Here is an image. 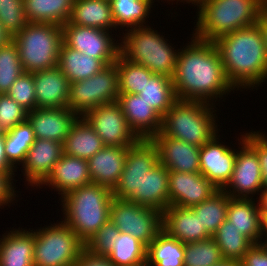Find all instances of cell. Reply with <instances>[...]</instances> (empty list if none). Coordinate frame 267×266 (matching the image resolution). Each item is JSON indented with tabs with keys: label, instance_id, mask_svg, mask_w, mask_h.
<instances>
[{
	"label": "cell",
	"instance_id": "obj_1",
	"mask_svg": "<svg viewBox=\"0 0 267 266\" xmlns=\"http://www.w3.org/2000/svg\"><path fill=\"white\" fill-rule=\"evenodd\" d=\"M192 38L191 43L178 52L172 79L175 94L179 100L211 103L235 89L226 77L215 43Z\"/></svg>",
	"mask_w": 267,
	"mask_h": 266
},
{
	"label": "cell",
	"instance_id": "obj_2",
	"mask_svg": "<svg viewBox=\"0 0 267 266\" xmlns=\"http://www.w3.org/2000/svg\"><path fill=\"white\" fill-rule=\"evenodd\" d=\"M213 42L235 89L258 87L267 79V53L258 24L237 29Z\"/></svg>",
	"mask_w": 267,
	"mask_h": 266
},
{
	"label": "cell",
	"instance_id": "obj_3",
	"mask_svg": "<svg viewBox=\"0 0 267 266\" xmlns=\"http://www.w3.org/2000/svg\"><path fill=\"white\" fill-rule=\"evenodd\" d=\"M199 11L195 37L215 41L222 35L257 24L267 6L263 0H203Z\"/></svg>",
	"mask_w": 267,
	"mask_h": 266
},
{
	"label": "cell",
	"instance_id": "obj_4",
	"mask_svg": "<svg viewBox=\"0 0 267 266\" xmlns=\"http://www.w3.org/2000/svg\"><path fill=\"white\" fill-rule=\"evenodd\" d=\"M63 220L86 243L108 220L112 190L90 183L71 190L62 198Z\"/></svg>",
	"mask_w": 267,
	"mask_h": 266
},
{
	"label": "cell",
	"instance_id": "obj_5",
	"mask_svg": "<svg viewBox=\"0 0 267 266\" xmlns=\"http://www.w3.org/2000/svg\"><path fill=\"white\" fill-rule=\"evenodd\" d=\"M211 104L178 99L162 117L160 133L202 147L218 133Z\"/></svg>",
	"mask_w": 267,
	"mask_h": 266
},
{
	"label": "cell",
	"instance_id": "obj_6",
	"mask_svg": "<svg viewBox=\"0 0 267 266\" xmlns=\"http://www.w3.org/2000/svg\"><path fill=\"white\" fill-rule=\"evenodd\" d=\"M149 26L131 28L120 43V54L128 61L148 68L153 74L174 77L179 50Z\"/></svg>",
	"mask_w": 267,
	"mask_h": 266
},
{
	"label": "cell",
	"instance_id": "obj_7",
	"mask_svg": "<svg viewBox=\"0 0 267 266\" xmlns=\"http://www.w3.org/2000/svg\"><path fill=\"white\" fill-rule=\"evenodd\" d=\"M11 39L17 46L24 72L34 73L57 67L63 43L62 26L29 22Z\"/></svg>",
	"mask_w": 267,
	"mask_h": 266
},
{
	"label": "cell",
	"instance_id": "obj_8",
	"mask_svg": "<svg viewBox=\"0 0 267 266\" xmlns=\"http://www.w3.org/2000/svg\"><path fill=\"white\" fill-rule=\"evenodd\" d=\"M85 243L64 221L34 231V266H74Z\"/></svg>",
	"mask_w": 267,
	"mask_h": 266
},
{
	"label": "cell",
	"instance_id": "obj_9",
	"mask_svg": "<svg viewBox=\"0 0 267 266\" xmlns=\"http://www.w3.org/2000/svg\"><path fill=\"white\" fill-rule=\"evenodd\" d=\"M119 95L118 69L113 63L92 77L70 83L69 108L83 116L97 106L117 102Z\"/></svg>",
	"mask_w": 267,
	"mask_h": 266
},
{
	"label": "cell",
	"instance_id": "obj_10",
	"mask_svg": "<svg viewBox=\"0 0 267 266\" xmlns=\"http://www.w3.org/2000/svg\"><path fill=\"white\" fill-rule=\"evenodd\" d=\"M109 220L120 232L133 236L146 247L163 230L161 211L127 199L113 197Z\"/></svg>",
	"mask_w": 267,
	"mask_h": 266
},
{
	"label": "cell",
	"instance_id": "obj_11",
	"mask_svg": "<svg viewBox=\"0 0 267 266\" xmlns=\"http://www.w3.org/2000/svg\"><path fill=\"white\" fill-rule=\"evenodd\" d=\"M159 163L157 146L151 139H140L127 150L124 169L112 190L113 197L128 199L140 192V180Z\"/></svg>",
	"mask_w": 267,
	"mask_h": 266
},
{
	"label": "cell",
	"instance_id": "obj_12",
	"mask_svg": "<svg viewBox=\"0 0 267 266\" xmlns=\"http://www.w3.org/2000/svg\"><path fill=\"white\" fill-rule=\"evenodd\" d=\"M105 146H132L140 138L129 127L117 102L97 106L82 116Z\"/></svg>",
	"mask_w": 267,
	"mask_h": 266
},
{
	"label": "cell",
	"instance_id": "obj_13",
	"mask_svg": "<svg viewBox=\"0 0 267 266\" xmlns=\"http://www.w3.org/2000/svg\"><path fill=\"white\" fill-rule=\"evenodd\" d=\"M62 29L63 42L68 47L100 59L106 66L113 64L120 54V43L113 41L109 31L69 22Z\"/></svg>",
	"mask_w": 267,
	"mask_h": 266
},
{
	"label": "cell",
	"instance_id": "obj_14",
	"mask_svg": "<svg viewBox=\"0 0 267 266\" xmlns=\"http://www.w3.org/2000/svg\"><path fill=\"white\" fill-rule=\"evenodd\" d=\"M241 150H237L234 170L223 190L232 198H251L250 194L263 191L262 174L257 153L240 138ZM228 188H231L228 190ZM260 190V191H259Z\"/></svg>",
	"mask_w": 267,
	"mask_h": 266
},
{
	"label": "cell",
	"instance_id": "obj_15",
	"mask_svg": "<svg viewBox=\"0 0 267 266\" xmlns=\"http://www.w3.org/2000/svg\"><path fill=\"white\" fill-rule=\"evenodd\" d=\"M218 190L200 172L187 173L169 170L170 206L192 208L207 200Z\"/></svg>",
	"mask_w": 267,
	"mask_h": 266
},
{
	"label": "cell",
	"instance_id": "obj_16",
	"mask_svg": "<svg viewBox=\"0 0 267 266\" xmlns=\"http://www.w3.org/2000/svg\"><path fill=\"white\" fill-rule=\"evenodd\" d=\"M214 135L200 147V173L216 188L223 189L230 181L236 159V151L222 145ZM220 143V144H219Z\"/></svg>",
	"mask_w": 267,
	"mask_h": 266
},
{
	"label": "cell",
	"instance_id": "obj_17",
	"mask_svg": "<svg viewBox=\"0 0 267 266\" xmlns=\"http://www.w3.org/2000/svg\"><path fill=\"white\" fill-rule=\"evenodd\" d=\"M79 116L69 107L35 108L28 112L35 138L64 143Z\"/></svg>",
	"mask_w": 267,
	"mask_h": 266
},
{
	"label": "cell",
	"instance_id": "obj_18",
	"mask_svg": "<svg viewBox=\"0 0 267 266\" xmlns=\"http://www.w3.org/2000/svg\"><path fill=\"white\" fill-rule=\"evenodd\" d=\"M157 146L159 162L168 170L187 173L200 172V147L191 145L160 132L151 138Z\"/></svg>",
	"mask_w": 267,
	"mask_h": 266
},
{
	"label": "cell",
	"instance_id": "obj_19",
	"mask_svg": "<svg viewBox=\"0 0 267 266\" xmlns=\"http://www.w3.org/2000/svg\"><path fill=\"white\" fill-rule=\"evenodd\" d=\"M117 103L129 127L140 139H151L160 132L162 116L139 94H119Z\"/></svg>",
	"mask_w": 267,
	"mask_h": 266
},
{
	"label": "cell",
	"instance_id": "obj_20",
	"mask_svg": "<svg viewBox=\"0 0 267 266\" xmlns=\"http://www.w3.org/2000/svg\"><path fill=\"white\" fill-rule=\"evenodd\" d=\"M63 154V143L36 138L22 165L28 184L40 187Z\"/></svg>",
	"mask_w": 267,
	"mask_h": 266
},
{
	"label": "cell",
	"instance_id": "obj_21",
	"mask_svg": "<svg viewBox=\"0 0 267 266\" xmlns=\"http://www.w3.org/2000/svg\"><path fill=\"white\" fill-rule=\"evenodd\" d=\"M36 108L69 107L70 82L58 68L33 73Z\"/></svg>",
	"mask_w": 267,
	"mask_h": 266
},
{
	"label": "cell",
	"instance_id": "obj_22",
	"mask_svg": "<svg viewBox=\"0 0 267 266\" xmlns=\"http://www.w3.org/2000/svg\"><path fill=\"white\" fill-rule=\"evenodd\" d=\"M163 231L182 243L198 242L212 236L191 208L169 206L162 212Z\"/></svg>",
	"mask_w": 267,
	"mask_h": 266
},
{
	"label": "cell",
	"instance_id": "obj_23",
	"mask_svg": "<svg viewBox=\"0 0 267 266\" xmlns=\"http://www.w3.org/2000/svg\"><path fill=\"white\" fill-rule=\"evenodd\" d=\"M92 183L86 159L63 154L51 173L40 184L51 185L63 197L71 190ZM61 192V193H60Z\"/></svg>",
	"mask_w": 267,
	"mask_h": 266
},
{
	"label": "cell",
	"instance_id": "obj_24",
	"mask_svg": "<svg viewBox=\"0 0 267 266\" xmlns=\"http://www.w3.org/2000/svg\"><path fill=\"white\" fill-rule=\"evenodd\" d=\"M130 146H105L88 159L92 183L113 190L124 169L127 150Z\"/></svg>",
	"mask_w": 267,
	"mask_h": 266
},
{
	"label": "cell",
	"instance_id": "obj_25",
	"mask_svg": "<svg viewBox=\"0 0 267 266\" xmlns=\"http://www.w3.org/2000/svg\"><path fill=\"white\" fill-rule=\"evenodd\" d=\"M169 170L160 162L140 180V192H134L127 200L163 212L169 203Z\"/></svg>",
	"mask_w": 267,
	"mask_h": 266
},
{
	"label": "cell",
	"instance_id": "obj_26",
	"mask_svg": "<svg viewBox=\"0 0 267 266\" xmlns=\"http://www.w3.org/2000/svg\"><path fill=\"white\" fill-rule=\"evenodd\" d=\"M252 198L229 197L226 219L254 244L261 241V209Z\"/></svg>",
	"mask_w": 267,
	"mask_h": 266
},
{
	"label": "cell",
	"instance_id": "obj_27",
	"mask_svg": "<svg viewBox=\"0 0 267 266\" xmlns=\"http://www.w3.org/2000/svg\"><path fill=\"white\" fill-rule=\"evenodd\" d=\"M16 229L0 238V266H34V231Z\"/></svg>",
	"mask_w": 267,
	"mask_h": 266
},
{
	"label": "cell",
	"instance_id": "obj_28",
	"mask_svg": "<svg viewBox=\"0 0 267 266\" xmlns=\"http://www.w3.org/2000/svg\"><path fill=\"white\" fill-rule=\"evenodd\" d=\"M70 24L95 27L106 31L116 25L113 18L111 3L108 0H74Z\"/></svg>",
	"mask_w": 267,
	"mask_h": 266
},
{
	"label": "cell",
	"instance_id": "obj_29",
	"mask_svg": "<svg viewBox=\"0 0 267 266\" xmlns=\"http://www.w3.org/2000/svg\"><path fill=\"white\" fill-rule=\"evenodd\" d=\"M104 147L102 139L82 116L73 123L63 143L65 155L86 160Z\"/></svg>",
	"mask_w": 267,
	"mask_h": 266
},
{
	"label": "cell",
	"instance_id": "obj_30",
	"mask_svg": "<svg viewBox=\"0 0 267 266\" xmlns=\"http://www.w3.org/2000/svg\"><path fill=\"white\" fill-rule=\"evenodd\" d=\"M57 67L68 78L70 83L92 77L106 65L95 57L61 44Z\"/></svg>",
	"mask_w": 267,
	"mask_h": 266
},
{
	"label": "cell",
	"instance_id": "obj_31",
	"mask_svg": "<svg viewBox=\"0 0 267 266\" xmlns=\"http://www.w3.org/2000/svg\"><path fill=\"white\" fill-rule=\"evenodd\" d=\"M74 0H24L27 20L63 26L69 21Z\"/></svg>",
	"mask_w": 267,
	"mask_h": 266
},
{
	"label": "cell",
	"instance_id": "obj_32",
	"mask_svg": "<svg viewBox=\"0 0 267 266\" xmlns=\"http://www.w3.org/2000/svg\"><path fill=\"white\" fill-rule=\"evenodd\" d=\"M184 245L162 230L147 246L146 261L152 266H184Z\"/></svg>",
	"mask_w": 267,
	"mask_h": 266
},
{
	"label": "cell",
	"instance_id": "obj_33",
	"mask_svg": "<svg viewBox=\"0 0 267 266\" xmlns=\"http://www.w3.org/2000/svg\"><path fill=\"white\" fill-rule=\"evenodd\" d=\"M139 95L162 117L178 100L172 78L159 74L148 79Z\"/></svg>",
	"mask_w": 267,
	"mask_h": 266
},
{
	"label": "cell",
	"instance_id": "obj_34",
	"mask_svg": "<svg viewBox=\"0 0 267 266\" xmlns=\"http://www.w3.org/2000/svg\"><path fill=\"white\" fill-rule=\"evenodd\" d=\"M32 125L27 121L16 125L4 134V150L8 164L15 170V164H23L26 154L35 141Z\"/></svg>",
	"mask_w": 267,
	"mask_h": 266
},
{
	"label": "cell",
	"instance_id": "obj_35",
	"mask_svg": "<svg viewBox=\"0 0 267 266\" xmlns=\"http://www.w3.org/2000/svg\"><path fill=\"white\" fill-rule=\"evenodd\" d=\"M229 197L223 189H218L207 200L191 208L211 236L226 220Z\"/></svg>",
	"mask_w": 267,
	"mask_h": 266
},
{
	"label": "cell",
	"instance_id": "obj_36",
	"mask_svg": "<svg viewBox=\"0 0 267 266\" xmlns=\"http://www.w3.org/2000/svg\"><path fill=\"white\" fill-rule=\"evenodd\" d=\"M221 250L223 259L241 261L254 243L239 232L226 219L212 235Z\"/></svg>",
	"mask_w": 267,
	"mask_h": 266
},
{
	"label": "cell",
	"instance_id": "obj_37",
	"mask_svg": "<svg viewBox=\"0 0 267 266\" xmlns=\"http://www.w3.org/2000/svg\"><path fill=\"white\" fill-rule=\"evenodd\" d=\"M111 9L116 28H137L144 26L145 19L149 17L153 0H111ZM144 23V24H143Z\"/></svg>",
	"mask_w": 267,
	"mask_h": 266
},
{
	"label": "cell",
	"instance_id": "obj_38",
	"mask_svg": "<svg viewBox=\"0 0 267 266\" xmlns=\"http://www.w3.org/2000/svg\"><path fill=\"white\" fill-rule=\"evenodd\" d=\"M147 247L133 236L120 232L106 255L115 266H135L146 261Z\"/></svg>",
	"mask_w": 267,
	"mask_h": 266
},
{
	"label": "cell",
	"instance_id": "obj_39",
	"mask_svg": "<svg viewBox=\"0 0 267 266\" xmlns=\"http://www.w3.org/2000/svg\"><path fill=\"white\" fill-rule=\"evenodd\" d=\"M114 63L118 69L119 94H139L153 75L145 66L132 63L121 54Z\"/></svg>",
	"mask_w": 267,
	"mask_h": 266
},
{
	"label": "cell",
	"instance_id": "obj_40",
	"mask_svg": "<svg viewBox=\"0 0 267 266\" xmlns=\"http://www.w3.org/2000/svg\"><path fill=\"white\" fill-rule=\"evenodd\" d=\"M23 72L17 46L10 39L0 46V94H6Z\"/></svg>",
	"mask_w": 267,
	"mask_h": 266
},
{
	"label": "cell",
	"instance_id": "obj_41",
	"mask_svg": "<svg viewBox=\"0 0 267 266\" xmlns=\"http://www.w3.org/2000/svg\"><path fill=\"white\" fill-rule=\"evenodd\" d=\"M184 266H214L223 257L214 239L185 243Z\"/></svg>",
	"mask_w": 267,
	"mask_h": 266
},
{
	"label": "cell",
	"instance_id": "obj_42",
	"mask_svg": "<svg viewBox=\"0 0 267 266\" xmlns=\"http://www.w3.org/2000/svg\"><path fill=\"white\" fill-rule=\"evenodd\" d=\"M24 0H0V24L10 37L27 26Z\"/></svg>",
	"mask_w": 267,
	"mask_h": 266
},
{
	"label": "cell",
	"instance_id": "obj_43",
	"mask_svg": "<svg viewBox=\"0 0 267 266\" xmlns=\"http://www.w3.org/2000/svg\"><path fill=\"white\" fill-rule=\"evenodd\" d=\"M28 112L36 108L33 73L23 72L6 93Z\"/></svg>",
	"mask_w": 267,
	"mask_h": 266
},
{
	"label": "cell",
	"instance_id": "obj_44",
	"mask_svg": "<svg viewBox=\"0 0 267 266\" xmlns=\"http://www.w3.org/2000/svg\"><path fill=\"white\" fill-rule=\"evenodd\" d=\"M28 111L11 99L7 94H0V126L4 132L27 121Z\"/></svg>",
	"mask_w": 267,
	"mask_h": 266
},
{
	"label": "cell",
	"instance_id": "obj_45",
	"mask_svg": "<svg viewBox=\"0 0 267 266\" xmlns=\"http://www.w3.org/2000/svg\"><path fill=\"white\" fill-rule=\"evenodd\" d=\"M120 231L108 220L86 243L85 248L96 255H107Z\"/></svg>",
	"mask_w": 267,
	"mask_h": 266
},
{
	"label": "cell",
	"instance_id": "obj_46",
	"mask_svg": "<svg viewBox=\"0 0 267 266\" xmlns=\"http://www.w3.org/2000/svg\"><path fill=\"white\" fill-rule=\"evenodd\" d=\"M245 134V142L257 153L262 174L263 191H267V136L258 131Z\"/></svg>",
	"mask_w": 267,
	"mask_h": 266
},
{
	"label": "cell",
	"instance_id": "obj_47",
	"mask_svg": "<svg viewBox=\"0 0 267 266\" xmlns=\"http://www.w3.org/2000/svg\"><path fill=\"white\" fill-rule=\"evenodd\" d=\"M15 173H7L5 171H0V207L3 205H7L13 200H15V190L14 186H12V180Z\"/></svg>",
	"mask_w": 267,
	"mask_h": 266
},
{
	"label": "cell",
	"instance_id": "obj_48",
	"mask_svg": "<svg viewBox=\"0 0 267 266\" xmlns=\"http://www.w3.org/2000/svg\"><path fill=\"white\" fill-rule=\"evenodd\" d=\"M241 266H267V251L260 245L254 244L240 261Z\"/></svg>",
	"mask_w": 267,
	"mask_h": 266
},
{
	"label": "cell",
	"instance_id": "obj_49",
	"mask_svg": "<svg viewBox=\"0 0 267 266\" xmlns=\"http://www.w3.org/2000/svg\"><path fill=\"white\" fill-rule=\"evenodd\" d=\"M74 266H115L106 255H96L84 248Z\"/></svg>",
	"mask_w": 267,
	"mask_h": 266
},
{
	"label": "cell",
	"instance_id": "obj_50",
	"mask_svg": "<svg viewBox=\"0 0 267 266\" xmlns=\"http://www.w3.org/2000/svg\"><path fill=\"white\" fill-rule=\"evenodd\" d=\"M0 171L14 173L15 170L8 164L4 150V135L0 136Z\"/></svg>",
	"mask_w": 267,
	"mask_h": 266
},
{
	"label": "cell",
	"instance_id": "obj_51",
	"mask_svg": "<svg viewBox=\"0 0 267 266\" xmlns=\"http://www.w3.org/2000/svg\"><path fill=\"white\" fill-rule=\"evenodd\" d=\"M257 24L259 28L261 29L264 44H265V49L267 53V6L260 13V17H259Z\"/></svg>",
	"mask_w": 267,
	"mask_h": 266
},
{
	"label": "cell",
	"instance_id": "obj_52",
	"mask_svg": "<svg viewBox=\"0 0 267 266\" xmlns=\"http://www.w3.org/2000/svg\"><path fill=\"white\" fill-rule=\"evenodd\" d=\"M261 215H267V191H262L259 196Z\"/></svg>",
	"mask_w": 267,
	"mask_h": 266
},
{
	"label": "cell",
	"instance_id": "obj_53",
	"mask_svg": "<svg viewBox=\"0 0 267 266\" xmlns=\"http://www.w3.org/2000/svg\"><path fill=\"white\" fill-rule=\"evenodd\" d=\"M214 266H241V264L239 261H236V260L222 259L220 262H218Z\"/></svg>",
	"mask_w": 267,
	"mask_h": 266
},
{
	"label": "cell",
	"instance_id": "obj_54",
	"mask_svg": "<svg viewBox=\"0 0 267 266\" xmlns=\"http://www.w3.org/2000/svg\"><path fill=\"white\" fill-rule=\"evenodd\" d=\"M11 37L9 34L3 29V26L0 24V46L7 43Z\"/></svg>",
	"mask_w": 267,
	"mask_h": 266
},
{
	"label": "cell",
	"instance_id": "obj_55",
	"mask_svg": "<svg viewBox=\"0 0 267 266\" xmlns=\"http://www.w3.org/2000/svg\"><path fill=\"white\" fill-rule=\"evenodd\" d=\"M261 234L264 233L267 235V215H261Z\"/></svg>",
	"mask_w": 267,
	"mask_h": 266
},
{
	"label": "cell",
	"instance_id": "obj_56",
	"mask_svg": "<svg viewBox=\"0 0 267 266\" xmlns=\"http://www.w3.org/2000/svg\"><path fill=\"white\" fill-rule=\"evenodd\" d=\"M182 1V0H181ZM183 1H186L187 3H191L194 4V5H198L201 1L203 0H183Z\"/></svg>",
	"mask_w": 267,
	"mask_h": 266
},
{
	"label": "cell",
	"instance_id": "obj_57",
	"mask_svg": "<svg viewBox=\"0 0 267 266\" xmlns=\"http://www.w3.org/2000/svg\"><path fill=\"white\" fill-rule=\"evenodd\" d=\"M264 236L267 238V235L264 234ZM259 244L267 251V239L263 243L261 241Z\"/></svg>",
	"mask_w": 267,
	"mask_h": 266
},
{
	"label": "cell",
	"instance_id": "obj_58",
	"mask_svg": "<svg viewBox=\"0 0 267 266\" xmlns=\"http://www.w3.org/2000/svg\"><path fill=\"white\" fill-rule=\"evenodd\" d=\"M135 266H152V265L149 264L147 261H144L143 263L135 265Z\"/></svg>",
	"mask_w": 267,
	"mask_h": 266
},
{
	"label": "cell",
	"instance_id": "obj_59",
	"mask_svg": "<svg viewBox=\"0 0 267 266\" xmlns=\"http://www.w3.org/2000/svg\"><path fill=\"white\" fill-rule=\"evenodd\" d=\"M5 134V132L3 131V129L1 128V126H0V136L1 135H4Z\"/></svg>",
	"mask_w": 267,
	"mask_h": 266
}]
</instances>
